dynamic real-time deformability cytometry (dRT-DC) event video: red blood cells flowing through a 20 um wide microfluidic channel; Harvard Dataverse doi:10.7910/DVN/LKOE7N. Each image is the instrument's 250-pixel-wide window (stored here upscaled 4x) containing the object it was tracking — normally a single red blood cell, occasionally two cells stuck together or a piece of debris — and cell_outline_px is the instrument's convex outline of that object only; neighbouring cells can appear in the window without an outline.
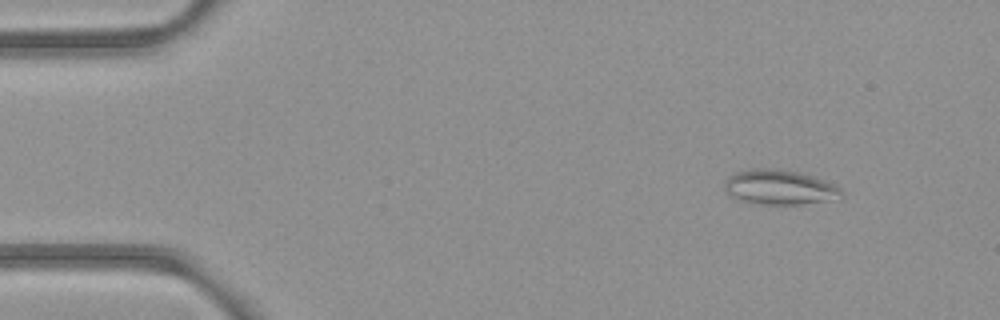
{"species": "common noctule bat (a hibernating species)", "species_latin": "Nyctalus noctula", "temperature_condition": "room temperature", "stored_images_in_passage": 15, "camera_frame_rate_fps": 3000, "um_per_image_px": 0.085, "animal": {"sex": "female", "body_mass_g": 21.9}, "frame": {"image": 1, "passage_image": 5, "time_ms": 1.333, "image_size_px": [1000, 320], "cell_outline_px": [[840, 192], [832, 200], [800, 204], [764, 204], [744, 200], [732, 196], [724, 188], [724, 180], [728, 176], [736, 172], [756, 168], [768, 168], [800, 172], [812, 176], [832, 184], [840, 188]], "centroid_in_image_um": [66.2, 15.9], "position_along_channel_um": 18.8, "area_um2": 23.06}}